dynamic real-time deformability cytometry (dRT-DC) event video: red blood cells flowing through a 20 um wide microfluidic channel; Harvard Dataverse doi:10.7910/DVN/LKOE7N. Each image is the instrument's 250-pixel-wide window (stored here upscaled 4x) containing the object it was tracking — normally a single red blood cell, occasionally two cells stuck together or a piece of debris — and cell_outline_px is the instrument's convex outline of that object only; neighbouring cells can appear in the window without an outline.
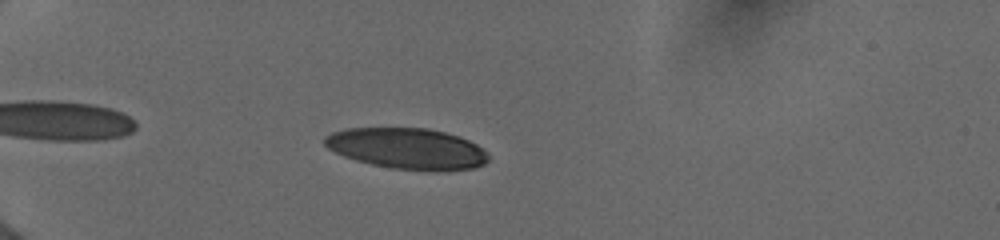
{"species": "human", "species_latin": "Homo sapiens", "temperature_condition": "cold", "stored_images_in_passage": 17, "camera_frame_rate_fps": 3000, "um_per_image_px": 0.085, "donor": {"sex": "female"}, "frame": {"image": 1, "passage_image": 12, "time_ms": 2.0, "image_size_px": [1000, 240], "cell_outline_px": [[488, 160], [484, 164], [472, 168], [436, 172], [392, 168], [372, 164], [356, 160], [344, 156], [328, 148], [324, 144], [324, 136], [332, 132], [344, 128], [428, 128], [460, 136], [476, 144], [488, 156]], "centroid_in_image_um": [34.59, 12.63], "position_along_channel_um": 50.4, "area_um2": 39.13}}